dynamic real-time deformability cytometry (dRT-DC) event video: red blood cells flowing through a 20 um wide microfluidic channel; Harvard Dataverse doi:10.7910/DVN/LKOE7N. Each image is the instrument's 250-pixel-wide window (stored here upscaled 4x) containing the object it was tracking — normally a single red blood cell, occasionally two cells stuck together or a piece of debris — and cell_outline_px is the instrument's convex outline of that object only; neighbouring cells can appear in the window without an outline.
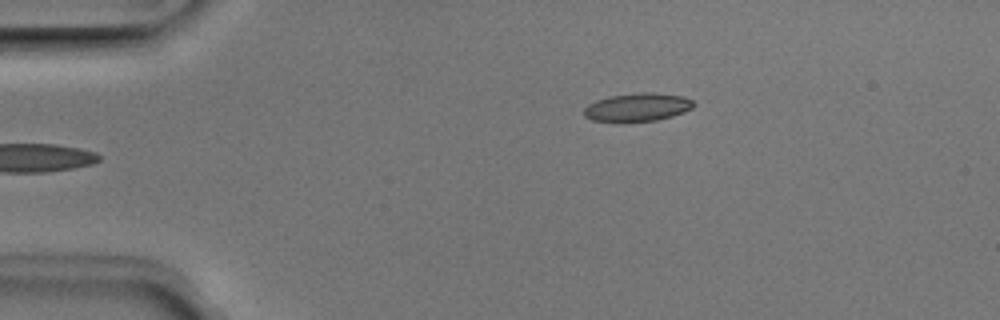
{"species": "Egyptian fruit bat (a non-hibernating species)", "species_latin": "Rousettus aegyptiacus", "temperature_condition": "room temperature", "stored_images_in_passage": 36, "camera_frame_rate_fps": 3000, "um_per_image_px": 0.085, "animal": {"sex": "male"}, "frame": {"image": 1, "passage_image": 1, "time_ms": 0.0, "image_size_px": [1000, 320], "cell_outline_px": [[696, 104], [692, 108], [684, 112], [672, 116], [656, 120], [592, 120], [584, 116], [584, 108], [588, 104], [596, 100], [612, 96], [640, 92], [652, 92], [684, 96], [692, 100]], "centroid_in_image_um": [54.23, 9.08], "position_along_channel_um": 30.8, "area_um2": 17.63}}
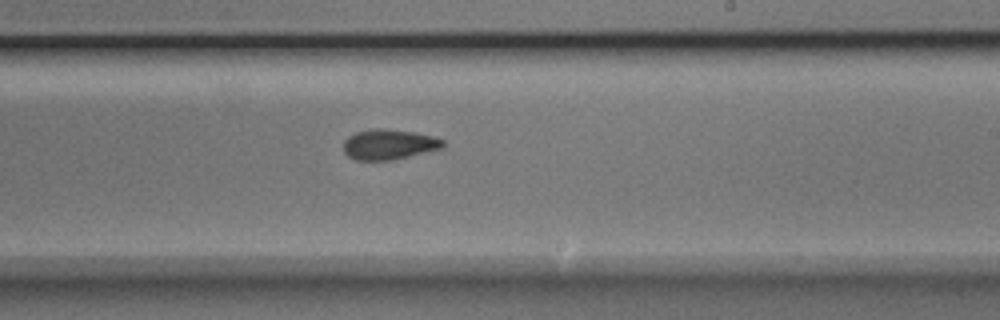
{"frame": {"image": 2, "passage_image": 22, "time_ms": 7.0, "image_size_px": [1000, 320], "cell_outline_px": [[444, 148], [392, 160], [356, 160], [348, 156], [344, 152], [344, 140], [348, 136], [356, 132], [376, 128], [384, 128], [412, 132], [436, 136], [444, 140]], "centroid_in_image_um": [33.08, 12.27], "position_along_channel_um": 255.9, "area_um2": 17.63}}
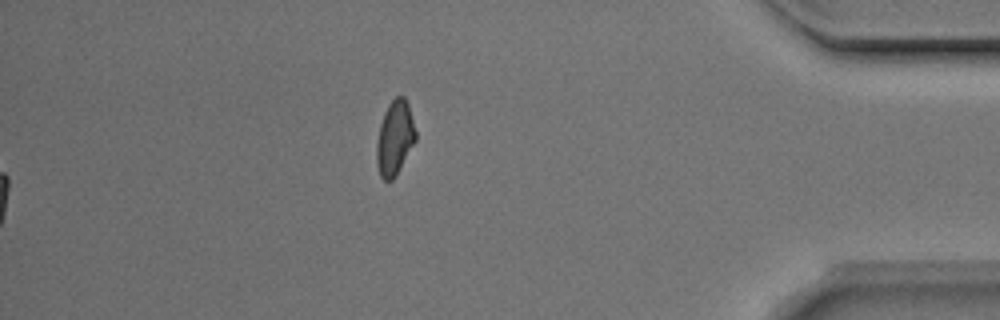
{"frame": {"image": 3, "passage_image": 36, "time_ms": 11.667, "image_size_px": [1000, 320], "cell_outline_px": [[416, 140], [396, 176], [392, 180], [384, 180], [380, 176], [376, 164], [376, 144], [380, 124], [384, 112], [388, 104], [396, 96], [404, 96], [408, 104], [416, 132]], "centroid_in_image_um": [33.54, 11.74], "position_along_channel_um": 401.7, "area_um2": 16.99}, "authors_computed_cell_mechanics": {"area_um2": 17.8024, "velocity_mm_per_s": 3.9563, "shape_relaxation_time_tau1_ms": 4.0452, "shape_relaxation_time_tau2_ms": 1.9783, "deformation_change_tau1": 0.1362, "deformation_change_tau2": 0.0788}}